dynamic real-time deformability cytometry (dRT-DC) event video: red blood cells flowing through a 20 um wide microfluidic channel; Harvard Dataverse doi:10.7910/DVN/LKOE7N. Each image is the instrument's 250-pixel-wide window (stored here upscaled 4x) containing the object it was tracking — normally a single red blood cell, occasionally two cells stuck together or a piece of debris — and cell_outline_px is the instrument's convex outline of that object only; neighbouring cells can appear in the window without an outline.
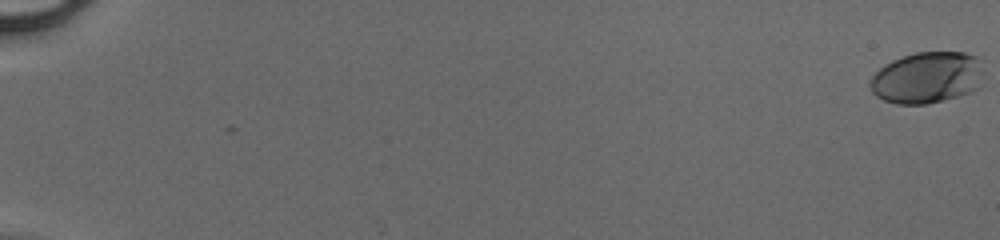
{"species": "human", "species_latin": "Homo sapiens", "temperature_condition": "cold", "stored_images_in_passage": 51, "camera_frame_rate_fps": 3000, "um_per_image_px": 0.085, "donor": {"sex": "male"}, "frame": {"image": 1, "passage_image": 1, "time_ms": 0.0, "image_size_px": [1000, 240], "cell_outline_px": [[980, 88], [972, 92], [924, 104], [896, 104], [884, 100], [876, 96], [872, 92], [872, 76], [884, 64], [892, 60], [916, 52], [964, 52], [976, 56], [980, 72]], "centroid_in_image_um": [78.77, 6.59], "position_along_channel_um": 6.2, "area_um2": 33.52}}
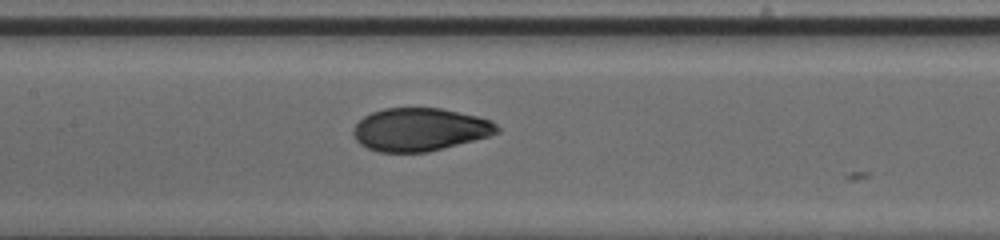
{"frame": {"image": 2, "passage_image": 28, "time_ms": 9.0, "image_size_px": [1000, 240], "cell_outline_px": [[500, 132], [488, 136], [428, 152], [376, 152], [360, 144], [356, 140], [352, 132], [352, 128], [364, 116], [372, 112], [384, 108], [440, 108], [476, 116], [492, 120], [500, 128]], "centroid_in_image_um": [35.66, 11.01], "position_along_channel_um": 171.7, "area_um2": 35.95}}
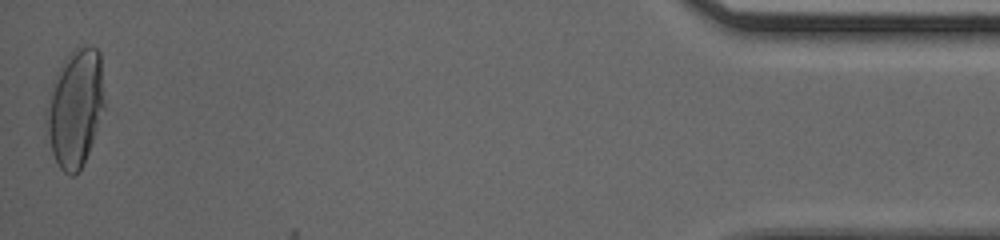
{"frame": {"image": 3, "passage_image": 51, "time_ms": 16.667, "image_size_px": [1000, 240], "cell_outline_px": [[104, 108], [84, 164], [72, 176], [68, 176], [60, 168], [52, 152], [44, 120], [44, 108], [52, 84], [64, 60], [76, 44], [88, 44], [96, 48], [100, 52], [104, 100]], "centroid_in_image_um": [6.38, 9.13], "position_along_channel_um": 428.8, "area_um2": 40.11}}